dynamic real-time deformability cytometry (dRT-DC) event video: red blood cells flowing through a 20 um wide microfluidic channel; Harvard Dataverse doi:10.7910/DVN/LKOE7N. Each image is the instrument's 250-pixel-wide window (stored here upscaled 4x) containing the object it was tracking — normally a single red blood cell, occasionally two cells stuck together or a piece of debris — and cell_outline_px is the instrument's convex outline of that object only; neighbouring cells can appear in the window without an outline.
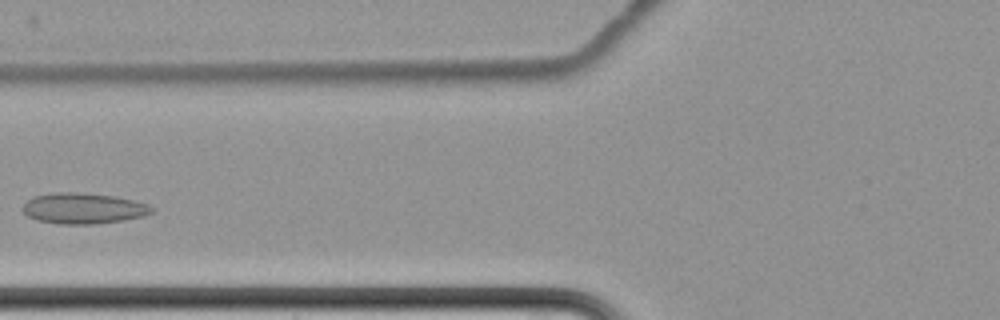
{"species": "common noctule bat (a hibernating species)", "species_latin": "Nyctalus noctula", "temperature_condition": "cold", "stored_images_in_passage": 5, "camera_frame_rate_fps": 3000, "um_per_image_px": 0.085, "animal": {"sex": "female", "body_mass_g": 22.7, "forearm_length_mm": 54.2}, "frame": {"image": 1, "passage_image": 5, "time_ms": 5.333, "image_size_px": [1000, 320], "cell_outline_px": [[152, 212], [144, 216], [124, 220], [96, 224], [60, 224], [36, 220], [28, 216], [20, 208], [32, 196], [56, 192], [76, 192], [116, 196], [148, 204], [152, 208]], "centroid_in_image_um": [7.05, 17.71], "position_along_channel_um": 118.7, "area_um2": 23.24}}